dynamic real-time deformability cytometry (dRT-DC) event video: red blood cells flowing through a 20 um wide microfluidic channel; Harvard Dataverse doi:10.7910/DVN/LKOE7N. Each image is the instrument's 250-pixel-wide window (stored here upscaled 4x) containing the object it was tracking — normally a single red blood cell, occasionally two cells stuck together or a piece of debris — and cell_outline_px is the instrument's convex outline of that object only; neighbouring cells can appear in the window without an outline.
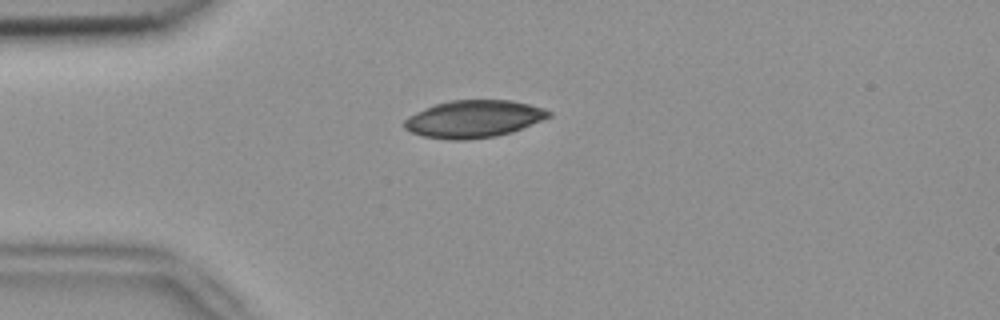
{"species": "common noctule bat (a hibernating species)", "species_latin": "Nyctalus noctula", "temperature_condition": "room temperature", "stored_images_in_passage": 1, "camera_frame_rate_fps": 3000, "um_per_image_px": 0.085, "animal": {"sex": "female", "body_mass_g": 18.4}, "frame": {"image": 1, "passage_image": 1, "time_ms": 0.0, "image_size_px": [1000, 320], "cell_outline_px": [[552, 116], [544, 120], [512, 132], [496, 136], [464, 140], [448, 140], [424, 136], [412, 132], [404, 128], [404, 120], [408, 116], [416, 112], [436, 104], [452, 100], [512, 100], [544, 108], [552, 112]], "centroid_in_image_um": [40.3, 10.11], "position_along_channel_um": 44.7, "area_um2": 31.44}}